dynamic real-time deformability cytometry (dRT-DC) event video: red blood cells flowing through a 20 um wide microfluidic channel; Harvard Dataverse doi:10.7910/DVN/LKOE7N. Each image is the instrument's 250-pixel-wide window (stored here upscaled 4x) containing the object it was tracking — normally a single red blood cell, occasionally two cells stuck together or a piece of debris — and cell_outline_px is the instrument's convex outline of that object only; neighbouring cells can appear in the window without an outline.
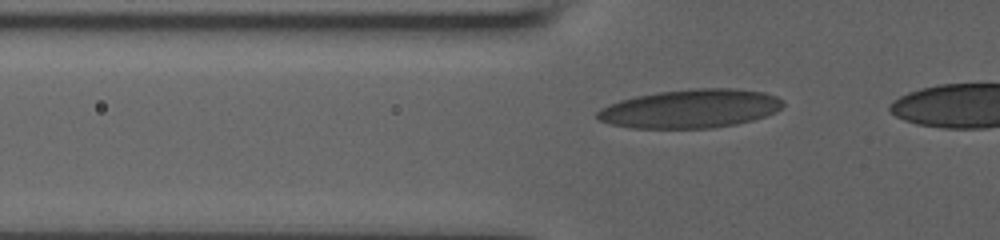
{"species": "human", "species_latin": "Homo sapiens", "temperature_condition": "room temperature", "stored_images_in_passage": 42, "camera_frame_rate_fps": 3000, "um_per_image_px": 0.085, "donor": {"sex": "male"}, "frame": {"image": 1, "passage_image": 13, "time_ms": 4.0, "image_size_px": [1000, 240], "cell_outline_px": [[784, 104], [776, 112], [752, 120], [736, 124], [712, 128], [632, 128], [612, 124], [600, 120], [596, 116], [596, 112], [600, 108], [608, 104], [620, 100], [636, 96], [656, 92], [696, 88], [736, 88], [764, 92], [776, 96], [784, 100]], "centroid_in_image_um": [58.7, 9.23], "position_along_channel_um": 67.1, "area_um2": 41.96}}
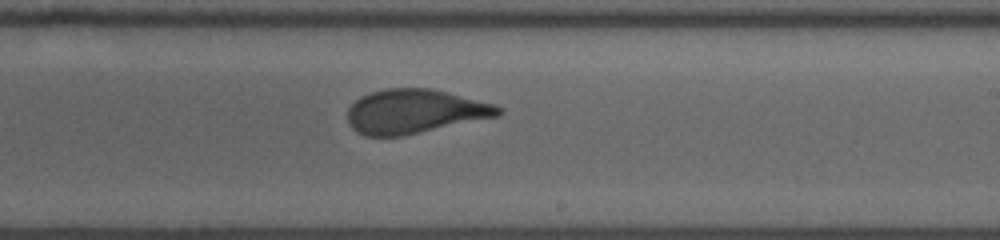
{"frame": {"image": 2, "passage_image": 28, "time_ms": 9.0, "image_size_px": [1000, 240], "cell_outline_px": [[504, 112], [500, 116], [404, 136], [364, 136], [356, 132], [352, 128], [348, 120], [348, 108], [360, 96], [384, 88], [428, 88], [448, 92], [492, 104], [504, 108]], "centroid_in_image_um": [35.26, 9.48], "position_along_channel_um": 253.7, "area_um2": 38.96}}
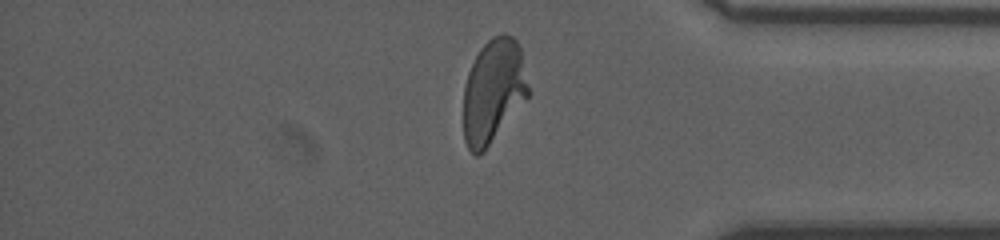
{"frame": {"image": 3, "passage_image": 40, "time_ms": 13.0, "image_size_px": [1000, 240], "cell_outline_px": [[532, 92], [484, 152], [476, 156], [468, 148], [464, 140], [464, 84], [468, 72], [480, 48], [492, 36], [500, 32], [504, 32], [512, 36], [516, 40], [520, 48]], "centroid_in_image_um": [41.96, 7.72], "position_along_channel_um": 393.2, "area_um2": 39.77}}